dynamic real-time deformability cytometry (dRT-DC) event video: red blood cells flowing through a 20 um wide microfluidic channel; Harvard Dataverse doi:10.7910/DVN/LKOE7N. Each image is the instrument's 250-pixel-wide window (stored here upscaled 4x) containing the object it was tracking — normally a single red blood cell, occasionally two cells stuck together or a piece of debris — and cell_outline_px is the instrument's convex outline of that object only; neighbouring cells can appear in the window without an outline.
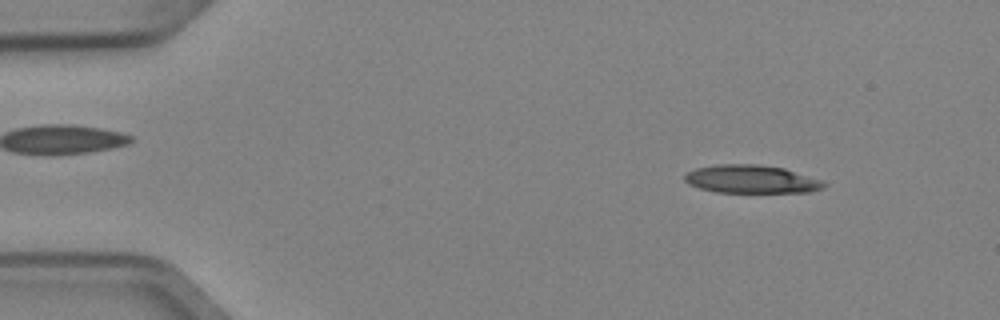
{"species": "Egyptian fruit bat (a non-hibernating species)", "species_latin": "Rousettus aegyptiacus", "temperature_condition": "cold", "stored_images_in_passage": 51, "camera_frame_rate_fps": 3000, "um_per_image_px": 0.085, "animal": {"sex": "female"}, "frame": {"image": 1, "passage_image": 6, "time_ms": 1.667, "image_size_px": [1000, 320], "cell_outline_px": [[828, 184], [824, 188], [808, 192], [716, 192], [700, 188], [688, 184], [684, 180], [684, 176], [688, 172], [696, 168], [720, 164], [760, 164], [784, 168], [824, 180]], "centroid_in_image_um": [63.91, 15.23], "position_along_channel_um": 21.1, "area_um2": 22.95}}
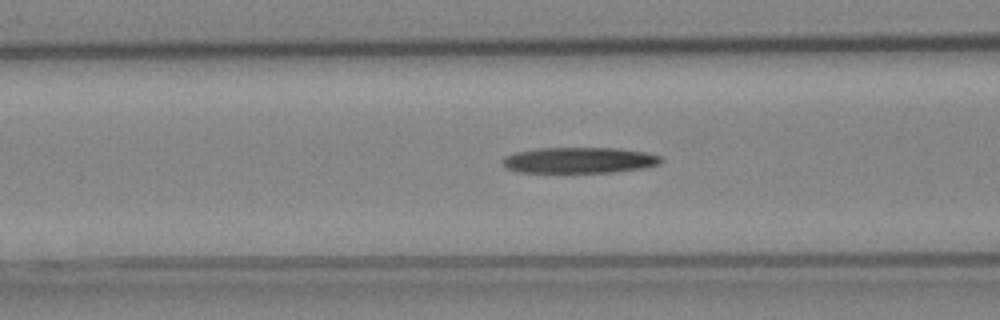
{"frame": {"image": 2, "passage_image": 20, "time_ms": 6.333, "image_size_px": [1000, 320], "cell_outline_px": [[664, 160], [660, 164], [640, 168], [612, 172], [520, 172], [504, 168], [500, 164], [500, 160], [504, 156], [516, 152], [536, 148], [616, 148], [644, 152], [660, 156]], "centroid_in_image_um": [49.16, 13.61], "position_along_channel_um": 117.4, "area_um2": 23.99}}
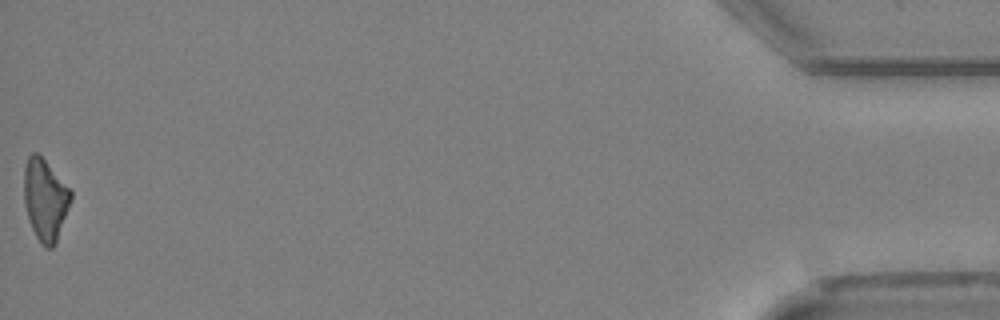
{"frame": {"image": 3, "passage_image": 51, "time_ms": 16.667, "image_size_px": [1000, 320], "cell_outline_px": [[72, 196], [56, 244], [52, 248], [44, 248], [40, 244], [32, 228], [24, 204], [24, 168], [28, 156], [32, 152], [36, 152], [44, 160], [72, 192]], "centroid_in_image_um": [3.82, 17.0], "position_along_channel_um": 431.4, "area_um2": 21.96}}